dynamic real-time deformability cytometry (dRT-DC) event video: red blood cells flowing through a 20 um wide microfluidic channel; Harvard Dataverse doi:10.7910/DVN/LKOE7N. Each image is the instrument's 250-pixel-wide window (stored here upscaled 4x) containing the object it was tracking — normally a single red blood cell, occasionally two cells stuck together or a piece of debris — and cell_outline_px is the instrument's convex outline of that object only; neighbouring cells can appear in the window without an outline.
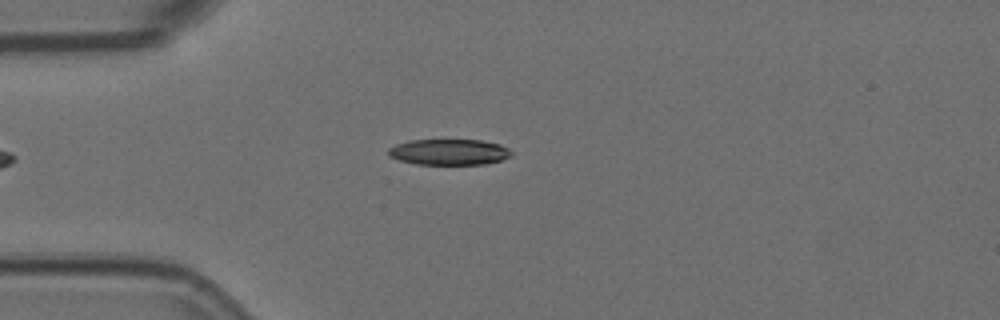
{"species": "Egyptian fruit bat (a non-hibernating species)", "species_latin": "Rousettus aegyptiacus", "temperature_condition": "room temperature", "stored_images_in_passage": 11, "camera_frame_rate_fps": 3000, "um_per_image_px": 0.085, "animal": {"sex": "female"}, "frame": {"image": 1, "passage_image": 5, "time_ms": 1.333, "image_size_px": [1000, 320], "cell_outline_px": [[512, 156], [500, 160], [484, 164], [416, 164], [400, 160], [388, 156], [388, 148], [396, 144], [412, 140], [480, 140], [500, 144], [508, 148], [512, 152]], "centroid_in_image_um": [38.17, 12.92], "position_along_channel_um": 46.8, "area_um2": 18.5}}
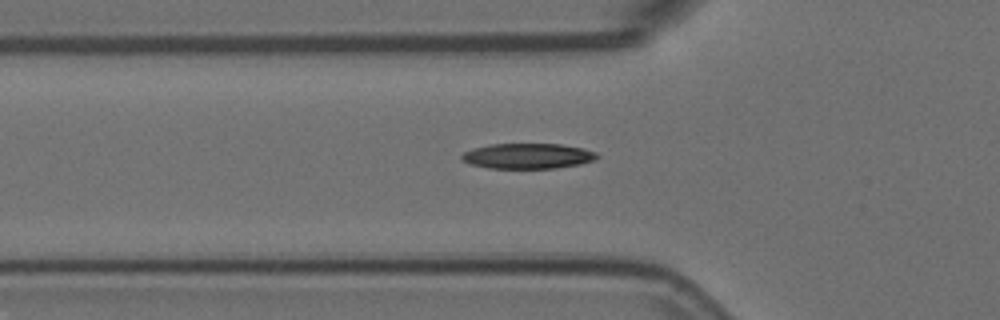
{"frame": {"image": 2, "passage_image": 9, "time_ms": 2.667, "image_size_px": [1000, 320], "cell_outline_px": [[600, 156], [596, 160], [580, 164], [556, 168], [488, 168], [472, 164], [464, 160], [460, 156], [464, 152], [472, 148], [492, 144], [560, 144], [584, 148], [596, 152]], "centroid_in_image_um": [44.91, 13.26], "position_along_channel_um": 80.9, "area_um2": 20.0}}